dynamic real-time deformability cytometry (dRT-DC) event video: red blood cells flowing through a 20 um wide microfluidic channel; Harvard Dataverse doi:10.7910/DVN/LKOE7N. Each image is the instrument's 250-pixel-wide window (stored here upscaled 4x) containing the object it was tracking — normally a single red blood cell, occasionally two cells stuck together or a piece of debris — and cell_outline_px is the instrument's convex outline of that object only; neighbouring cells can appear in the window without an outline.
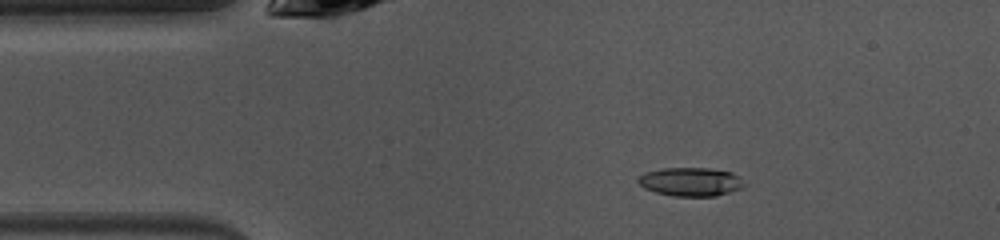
{"species": "common noctule bat (a hibernating species)", "species_latin": "Nyctalus noctula", "temperature_condition": "warm", "stored_images_in_passage": 41, "camera_frame_rate_fps": 3000, "um_per_image_px": 0.085, "animal": {"sex": "female", "body_mass_g": 10.0, "forearm_length_mm": 53.1}, "frame": {"image": 1, "passage_image": 1, "time_ms": 0.0, "image_size_px": [1000, 240], "cell_outline_px": [[744, 188], [716, 196], [672, 196], [656, 192], [644, 188], [636, 180], [644, 172], [664, 168], [708, 168], [732, 172], [744, 184]], "centroid_in_image_um": [58.68, 15.45], "position_along_channel_um": 26.3, "area_um2": 17.63}}
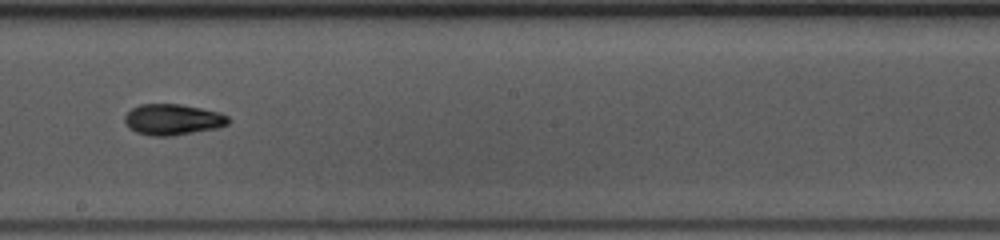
{"frame": {"image": 2, "passage_image": 19, "time_ms": 6.0, "image_size_px": [1000, 240], "cell_outline_px": [[232, 120], [228, 124], [216, 128], [172, 136], [152, 136], [136, 132], [128, 128], [124, 120], [124, 116], [132, 108], [140, 104], [180, 104], [220, 112], [228, 116]], "centroid_in_image_um": [14.68, 10.16], "position_along_channel_um": 233.5, "area_um2": 18.79}}
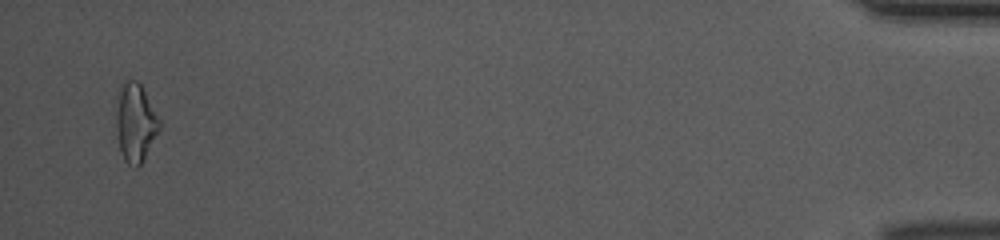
{"frame": {"image": 3, "passage_image": 40, "time_ms": 13.0, "image_size_px": [1000, 240], "cell_outline_px": [[160, 128], [140, 164], [136, 168], [128, 164], [124, 160], [120, 148], [116, 124], [116, 116], [120, 84], [124, 76], [128, 76], [136, 80], [140, 84], [160, 120]], "centroid_in_image_um": [11.49, 10.35], "position_along_channel_um": 423.7, "area_um2": 19.54}, "authors_computed_cell_mechanics": {"area_um2": 17.918, "velocity_mm_per_s": 4.052, "shape_relaxation_time_tau1_ms": 3.3772, "shape_relaxation_time_tau2_ms": 5.014, "deformation_change_tau1": 0.1503, "deformation_change_tau2": 0.1058}}